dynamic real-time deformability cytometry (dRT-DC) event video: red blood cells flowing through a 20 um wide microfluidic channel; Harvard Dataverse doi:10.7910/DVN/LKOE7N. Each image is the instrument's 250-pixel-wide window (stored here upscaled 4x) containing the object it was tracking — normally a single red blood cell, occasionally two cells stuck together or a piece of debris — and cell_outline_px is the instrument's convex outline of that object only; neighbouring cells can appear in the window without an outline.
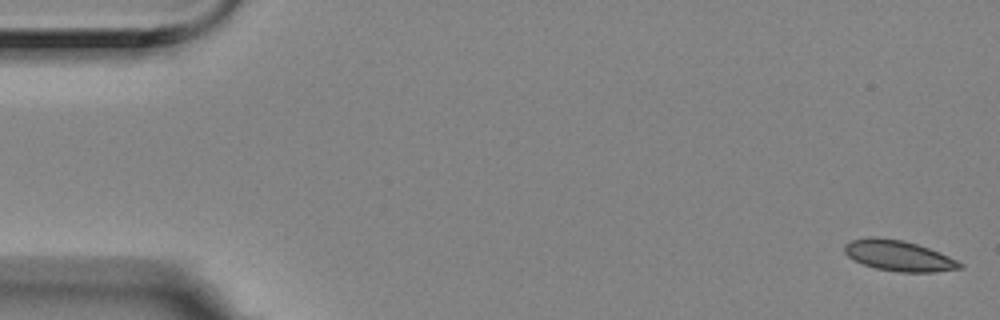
{"species": "Egyptian fruit bat (a non-hibernating species)", "species_latin": "Rousettus aegyptiacus", "temperature_condition": "room temperature", "stored_images_in_passage": 4, "camera_frame_rate_fps": 3000, "um_per_image_px": 0.085, "animal": {"sex": "female"}, "frame": {"image": 1, "passage_image": 1, "time_ms": 0.0, "image_size_px": [1000, 320], "cell_outline_px": [[964, 268], [936, 272], [900, 272], [876, 268], [864, 264], [848, 256], [844, 252], [844, 244], [852, 240], [872, 236], [876, 236], [900, 240], [916, 244], [940, 252], [964, 264]], "centroid_in_image_um": [76.41, 21.74], "position_along_channel_um": 8.6, "area_um2": 20.46}}